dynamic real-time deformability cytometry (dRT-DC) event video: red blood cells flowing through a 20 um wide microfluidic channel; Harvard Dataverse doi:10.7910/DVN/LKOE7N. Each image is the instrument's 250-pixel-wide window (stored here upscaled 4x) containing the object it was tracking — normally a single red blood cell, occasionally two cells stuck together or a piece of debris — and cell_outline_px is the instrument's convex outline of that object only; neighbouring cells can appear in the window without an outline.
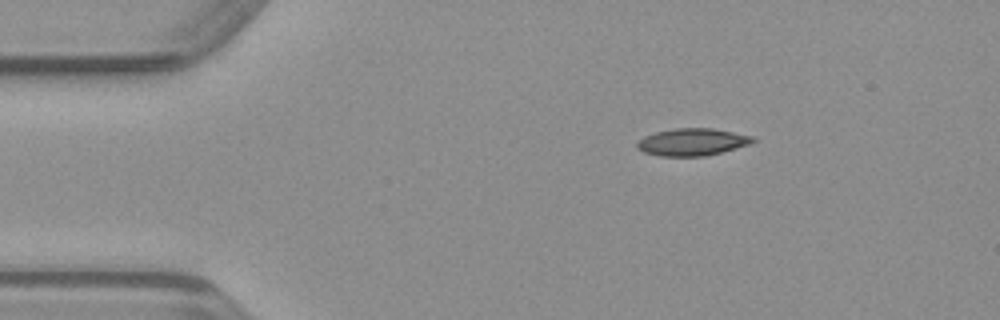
{"species": "common noctule bat (a hibernating species)", "species_latin": "Nyctalus noctula", "temperature_condition": "warm", "stored_images_in_passage": 42, "camera_frame_rate_fps": 3000, "um_per_image_px": 0.085, "animal": {"sex": "male", "body_mass_g": 23.1, "forearm_length_mm": 52.7}, "frame": {"image": 1, "passage_image": 1, "time_ms": 0.0, "image_size_px": [1000, 320], "cell_outline_px": [[756, 140], [748, 144], [720, 152], [704, 156], [660, 156], [644, 152], [636, 148], [636, 144], [644, 136], [656, 132], [676, 128], [712, 128], [752, 136]], "centroid_in_image_um": [58.79, 12.07], "position_along_channel_um": 26.2, "area_um2": 18.09}}
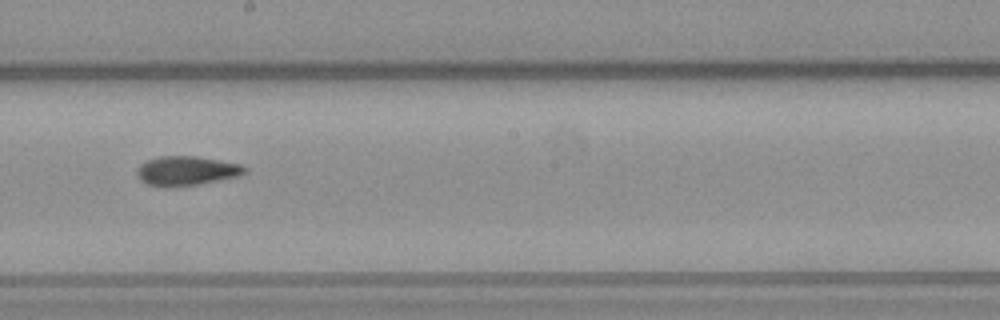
{"frame": {"image": 2, "passage_image": 20, "time_ms": 6.333, "image_size_px": [1000, 320], "cell_outline_px": [[248, 172], [240, 176], [196, 184], [168, 188], [160, 188], [148, 184], [140, 180], [136, 172], [140, 164], [144, 160], [160, 156], [196, 156], [220, 160], [240, 164], [248, 168]], "centroid_in_image_um": [15.84, 14.52], "position_along_channel_um": 232.4, "area_um2": 18.73}}
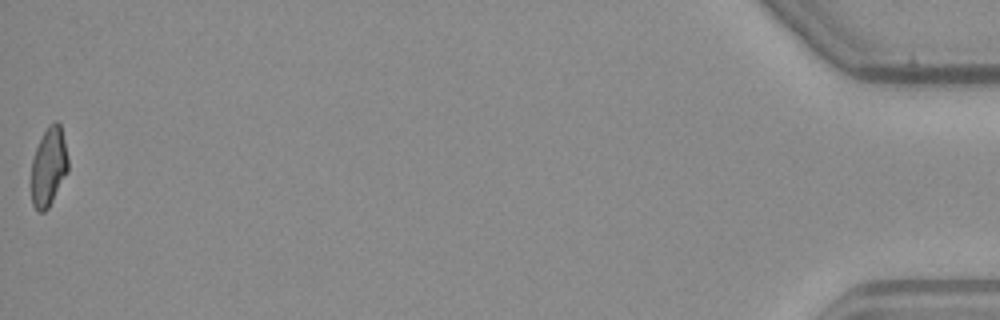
{"frame": {"image": 3, "passage_image": 42, "time_ms": 13.667, "image_size_px": [1000, 320], "cell_outline_px": [[68, 172], [48, 208], [44, 212], [36, 212], [32, 204], [32, 160], [36, 148], [48, 124], [52, 120], [56, 120], [60, 124], [64, 140], [68, 160]], "centroid_in_image_um": [4.14, 14.18], "position_along_channel_um": 431.1, "area_um2": 16.88}}